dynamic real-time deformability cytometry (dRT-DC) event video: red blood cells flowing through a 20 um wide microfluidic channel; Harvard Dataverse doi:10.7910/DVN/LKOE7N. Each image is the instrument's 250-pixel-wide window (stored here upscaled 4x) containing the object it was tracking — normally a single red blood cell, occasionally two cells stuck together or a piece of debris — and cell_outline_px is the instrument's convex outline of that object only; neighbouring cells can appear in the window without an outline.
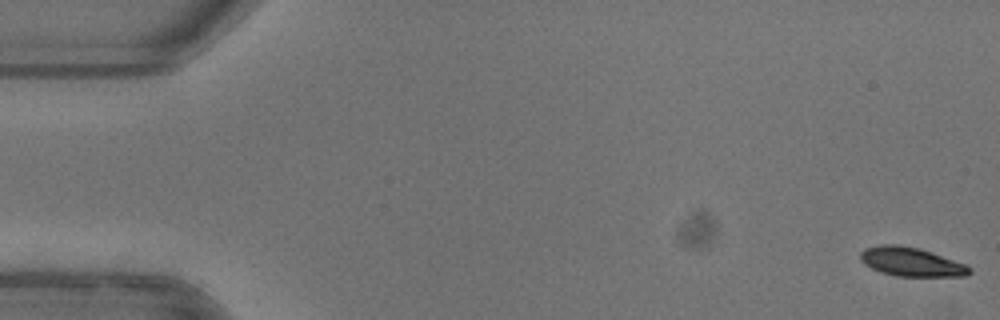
{"species": "common noctule bat (a hibernating species)", "species_latin": "Nyctalus noctula", "temperature_condition": "warm", "stored_images_in_passage": 53, "camera_frame_rate_fps": 3000, "um_per_image_px": 0.085, "animal": {"sex": "female"}, "frame": {"image": 1, "passage_image": 1, "time_ms": 0.0, "image_size_px": [1000, 320], "cell_outline_px": [[972, 272], [968, 276], [896, 276], [880, 272], [864, 264], [860, 260], [860, 252], [864, 248], [880, 244], [900, 244], [920, 248], [932, 252], [964, 264], [972, 268]], "centroid_in_image_um": [77.43, 22.25], "position_along_channel_um": 7.6, "area_um2": 18.55}}
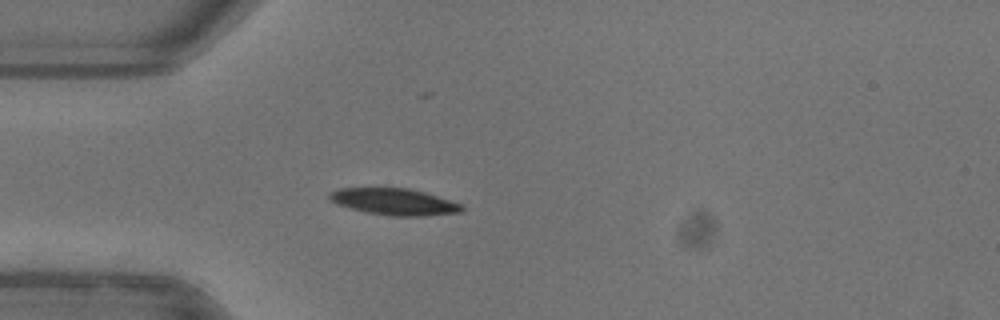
{"frame": {"image": 2, "passage_image": 15, "time_ms": 4.667, "image_size_px": [1000, 320], "cell_outline_px": [[464, 208], [460, 212], [424, 216], [392, 216], [368, 212], [348, 208], [336, 204], [328, 200], [328, 192], [340, 188], [408, 188], [424, 192], [464, 204]], "centroid_in_image_um": [33.48, 17.14], "position_along_channel_um": 51.5, "area_um2": 20.63}}
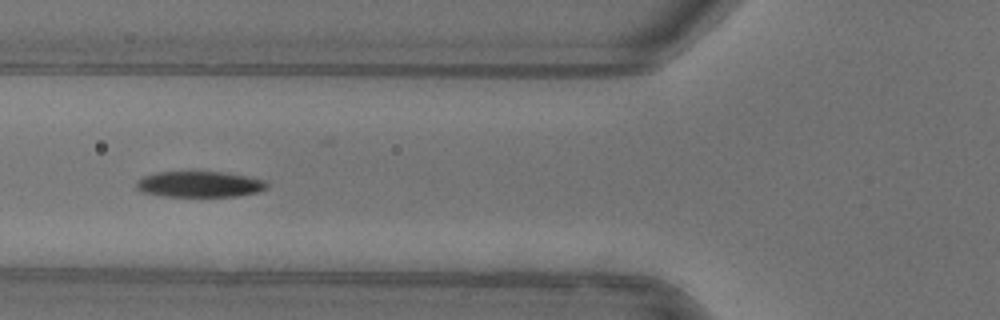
{"frame": {"image": 3, "passage_image": 20, "time_ms": 6.333, "image_size_px": [1000, 320], "cell_outline_px": [[268, 188], [260, 192], [236, 196], [164, 196], [140, 192], [136, 188], [136, 184], [144, 176], [156, 172], [224, 172], [264, 180], [268, 184]], "centroid_in_image_um": [16.97, 15.67], "position_along_channel_um": 108.8, "area_um2": 19.59}, "authors_computed_cell_mechanics": {"area_um2": 19.8254, "velocity_mm_per_s": 3.9756, "shape_relaxation_time_tau1_ms": 3.3671, "shape_relaxation_time_tau2_ms": null, "deformation_change_tau1": 0.141, "deformation_change_tau2": null}}